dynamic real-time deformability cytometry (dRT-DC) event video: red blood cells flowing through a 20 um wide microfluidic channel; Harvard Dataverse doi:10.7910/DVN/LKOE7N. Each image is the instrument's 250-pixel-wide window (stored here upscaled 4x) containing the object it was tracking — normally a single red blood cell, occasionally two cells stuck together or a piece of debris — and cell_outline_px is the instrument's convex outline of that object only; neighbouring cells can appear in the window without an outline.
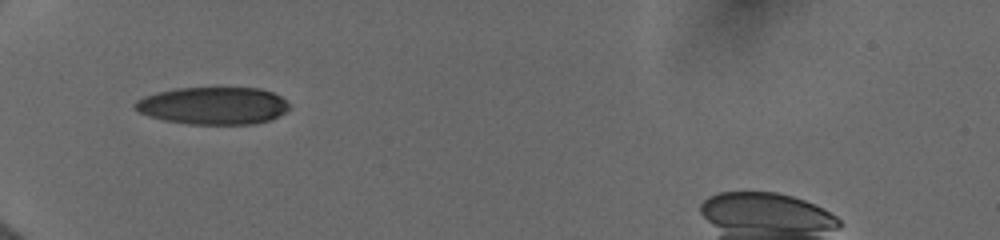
{"species": "human", "species_latin": "Homo sapiens", "temperature_condition": "cold", "stored_images_in_passage": 26, "camera_frame_rate_fps": 3000, "um_per_image_px": 0.085, "donor": {"sex": "female"}, "frame": {"image": 1, "passage_image": 1, "time_ms": 0.0, "image_size_px": [1000, 240], "cell_outline_px": [[288, 108], [284, 112], [272, 120], [252, 124], [188, 124], [164, 120], [148, 116], [136, 112], [132, 108], [132, 104], [136, 100], [144, 96], [156, 92], [176, 88], [260, 88], [272, 92], [280, 96], [288, 104]], "centroid_in_image_um": [18.05, 8.99], "position_along_channel_um": 67.0, "area_um2": 33.87}}
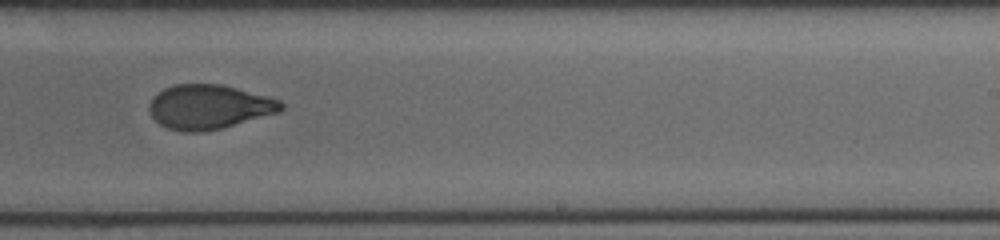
{"frame": {"image": 2, "passage_image": 15, "time_ms": 5.333, "image_size_px": [1000, 240], "cell_outline_px": [[284, 108], [280, 112], [224, 128], [200, 132], [184, 132], [168, 128], [160, 124], [152, 116], [148, 108], [148, 104], [156, 92], [164, 88], [176, 84], [220, 84], [236, 88], [280, 100], [284, 104]], "centroid_in_image_um": [17.75, 9.09], "position_along_channel_um": 271.2, "area_um2": 34.22}}
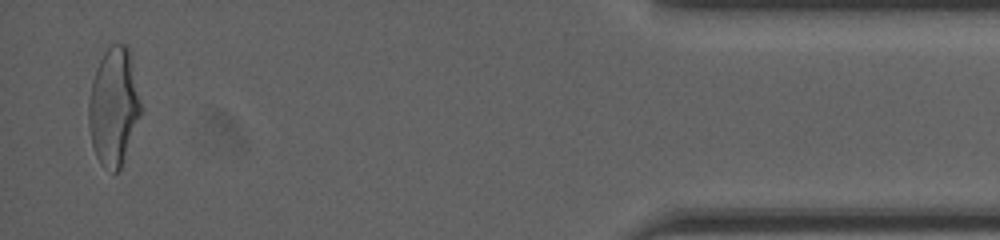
{"frame": {"image": 3, "passage_image": 26, "time_ms": 10.667, "image_size_px": [1000, 240], "cell_outline_px": [[140, 112], [120, 168], [116, 172], [112, 172], [100, 164], [96, 156], [92, 144], [88, 124], [88, 104], [92, 80], [96, 68], [104, 52], [112, 44], [128, 44], [132, 56], [140, 104]], "centroid_in_image_um": [9.63, 9.02], "position_along_channel_um": 425.6, "area_um2": 35.32}, "authors_computed_cell_mechanics": {"area_um2": 35.0268, "velocity_mm_per_s": 4.0154, "shape_relaxation_time_tau1_ms": 8.4231, "shape_relaxation_time_tau2_ms": 1.0458, "deformation_change_tau1": 0.2174, "deformation_change_tau2": 0.0562}}